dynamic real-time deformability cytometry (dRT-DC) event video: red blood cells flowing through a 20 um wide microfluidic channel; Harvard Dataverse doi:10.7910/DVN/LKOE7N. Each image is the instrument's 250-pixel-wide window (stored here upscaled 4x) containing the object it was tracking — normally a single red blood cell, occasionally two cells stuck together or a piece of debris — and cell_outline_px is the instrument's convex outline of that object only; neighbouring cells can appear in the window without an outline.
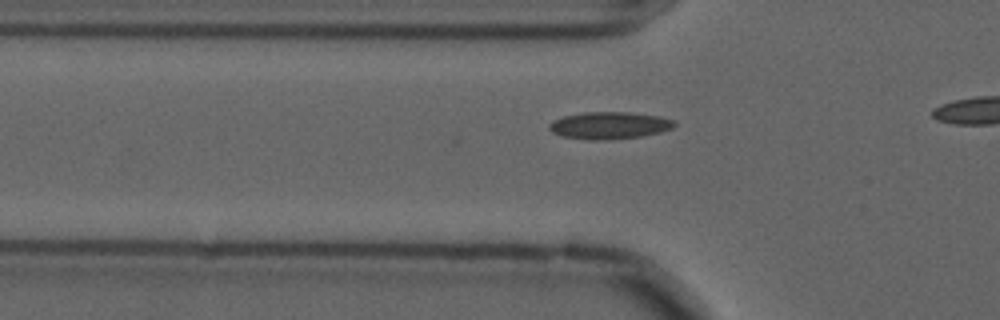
{"species": "common noctule bat (a hibernating species)", "species_latin": "Nyctalus noctula", "temperature_condition": "cold", "stored_images_in_passage": 9, "camera_frame_rate_fps": 3000, "um_per_image_px": 0.085, "animal": {"sex": "male", "forearm_length_mm": 52.5}, "frame": {"image": 1, "passage_image": 3, "time_ms": 0.667, "image_size_px": [1000, 320], "cell_outline_px": [[676, 124], [672, 128], [660, 132], [640, 136], [608, 140], [588, 140], [560, 136], [552, 132], [548, 128], [548, 124], [552, 120], [564, 116], [584, 112], [628, 112], [660, 116], [672, 120]], "centroid_in_image_um": [51.74, 10.66], "position_along_channel_um": 74.1, "area_um2": 19.88}}
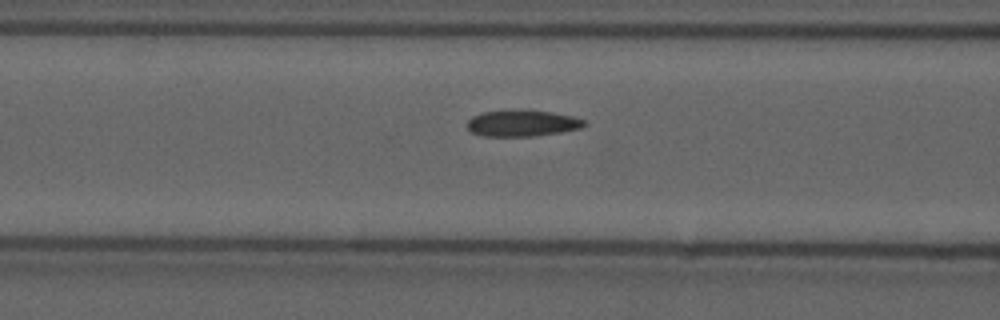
{"frame": {"image": 2, "passage_image": 7, "time_ms": 2.0, "image_size_px": [1000, 320], "cell_outline_px": [[588, 124], [580, 128], [560, 132], [536, 136], [480, 136], [472, 132], [468, 128], [468, 120], [472, 116], [480, 112], [552, 112], [572, 116], [584, 120]], "centroid_in_image_um": [44.39, 10.51], "position_along_channel_um": 122.2, "area_um2": 17.34}}